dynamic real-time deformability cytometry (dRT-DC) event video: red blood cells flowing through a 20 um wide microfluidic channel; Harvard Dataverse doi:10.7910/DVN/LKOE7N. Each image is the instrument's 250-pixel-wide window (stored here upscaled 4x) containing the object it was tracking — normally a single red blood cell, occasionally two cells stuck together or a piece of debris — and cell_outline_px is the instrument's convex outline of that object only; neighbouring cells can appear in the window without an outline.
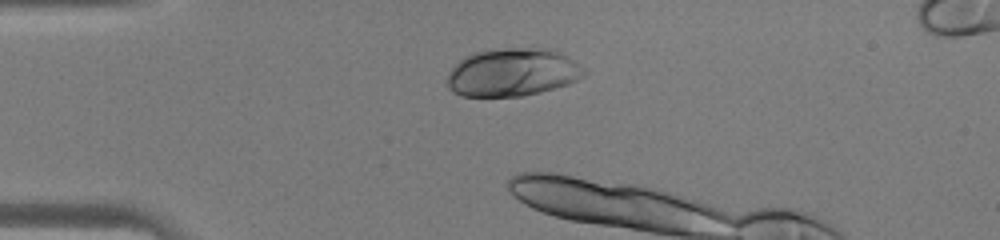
{"species": "human", "species_latin": "Homo sapiens", "temperature_condition": "warm", "stored_images_in_passage": 5, "camera_frame_rate_fps": 3000, "um_per_image_px": 0.085, "donor": {"sex": "male"}, "frame": {"image": 1, "passage_image": 2, "time_ms": 0.333, "image_size_px": [1000, 240], "cell_outline_px": [[588, 72], [584, 76], [568, 84], [524, 96], [460, 96], [452, 92], [448, 88], [448, 72], [464, 56], [476, 52], [504, 48], [544, 48], [556, 52], [588, 68]], "centroid_in_image_um": [43.56, 6.16], "position_along_channel_um": 41.4, "area_um2": 38.15}}